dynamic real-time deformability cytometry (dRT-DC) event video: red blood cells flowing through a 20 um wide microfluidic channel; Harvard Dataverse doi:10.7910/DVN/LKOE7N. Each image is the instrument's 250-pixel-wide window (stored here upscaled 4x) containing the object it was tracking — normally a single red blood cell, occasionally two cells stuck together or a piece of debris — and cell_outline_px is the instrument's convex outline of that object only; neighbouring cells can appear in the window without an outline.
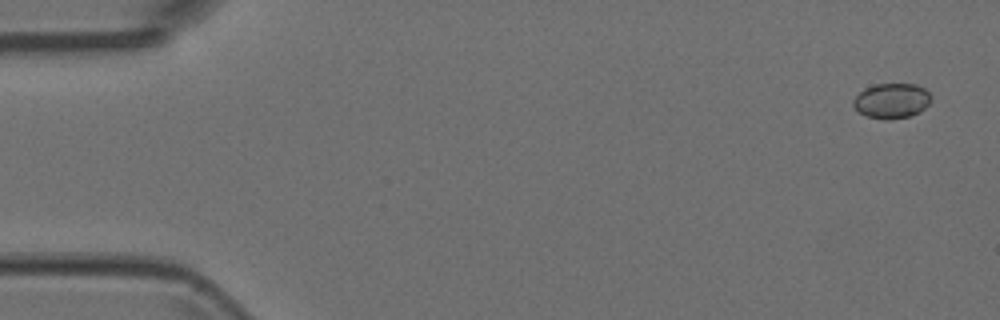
{"species": "Egyptian fruit bat (a non-hibernating species)", "species_latin": "Rousettus aegyptiacus", "temperature_condition": "room temperature", "stored_images_in_passage": 4, "camera_frame_rate_fps": 3000, "um_per_image_px": 0.085, "animal": {"sex": "female"}, "frame": {"image": 1, "passage_image": 1, "time_ms": 0.0, "image_size_px": [1000, 320], "cell_outline_px": [[932, 100], [920, 112], [912, 116], [888, 120], [884, 120], [868, 116], [860, 112], [852, 104], [852, 100], [864, 88], [876, 84], [916, 84], [924, 88], [932, 96]], "centroid_in_image_um": [75.81, 8.57], "position_along_channel_um": 9.2, "area_um2": 16.01}}